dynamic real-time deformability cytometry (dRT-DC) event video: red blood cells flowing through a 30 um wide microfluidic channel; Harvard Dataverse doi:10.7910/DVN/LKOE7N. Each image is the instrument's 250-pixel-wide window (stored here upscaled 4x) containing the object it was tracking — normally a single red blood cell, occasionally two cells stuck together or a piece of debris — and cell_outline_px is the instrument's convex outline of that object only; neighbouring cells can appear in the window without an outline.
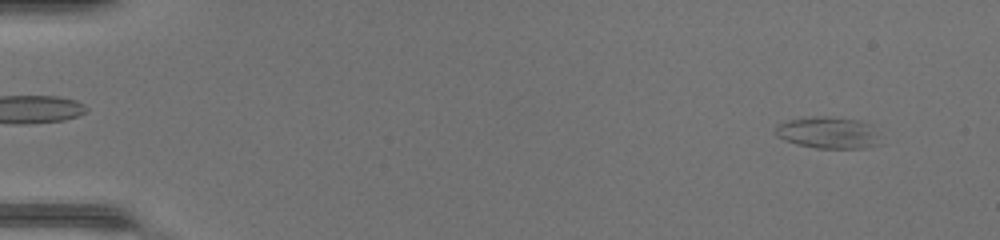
{"species": "common noctule bat (a hibernating species)", "species_latin": "Nyctalus noctula", "temperature_condition": "warm", "stored_images_in_passage": 49, "camera_frame_rate_fps": 3000, "um_per_image_px": 0.085, "animal": {"sex": "female", "body_mass_g": 17.0, "forearm_length_mm": 48.0}, "frame": {"image": 1, "passage_image": 4, "time_ms": 1.0, "image_size_px": [1000, 240], "cell_outline_px": [[880, 144], [864, 148], [816, 148], [784, 140], [776, 136], [776, 124], [788, 120], [812, 116], [828, 116], [856, 120], [872, 124], [876, 132]], "centroid_in_image_um": [70.39, 11.27], "position_along_channel_um": 14.6, "area_um2": 19.36}}
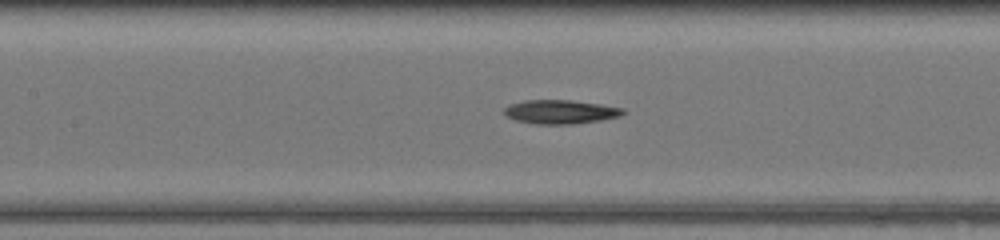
{"frame": {"image": 2, "passage_image": 24, "time_ms": 7.667, "image_size_px": [1000, 240], "cell_outline_px": [[624, 112], [620, 116], [600, 120], [572, 124], [536, 124], [516, 120], [504, 116], [504, 108], [512, 104], [524, 100], [568, 100], [600, 104], [624, 108]], "centroid_in_image_um": [47.61, 9.51], "position_along_channel_um": 159.8, "area_um2": 16.42}}
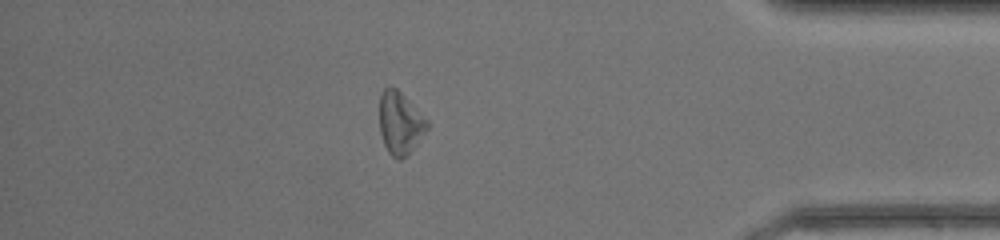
{"frame": {"image": 3, "passage_image": 43, "time_ms": 14.0, "image_size_px": [1000, 240], "cell_outline_px": [[428, 128], [408, 156], [400, 160], [396, 160], [388, 152], [384, 144], [380, 132], [380, 96], [384, 88], [396, 88], [428, 120]], "centroid_in_image_um": [34.01, 10.51], "position_along_channel_um": 401.2, "area_um2": 17.22}, "authors_computed_cell_mechanics": {"area_um2": 17.5712, "velocity_mm_per_s": 4.3358, "shape_relaxation_time_tau1_ms": null, "shape_relaxation_time_tau2_ms": 3.7615, "deformation_change_tau1": null, "deformation_change_tau2": 0.1486}}